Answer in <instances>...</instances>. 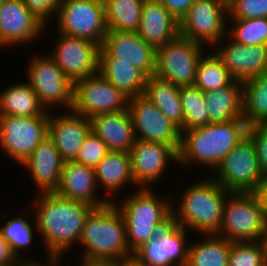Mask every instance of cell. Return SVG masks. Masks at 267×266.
Listing matches in <instances>:
<instances>
[{"instance_id": "2", "label": "cell", "mask_w": 267, "mask_h": 266, "mask_svg": "<svg viewBox=\"0 0 267 266\" xmlns=\"http://www.w3.org/2000/svg\"><path fill=\"white\" fill-rule=\"evenodd\" d=\"M79 243L84 248V261L125 263L133 259L126 242L124 219L113 202L89 213Z\"/></svg>"}, {"instance_id": "34", "label": "cell", "mask_w": 267, "mask_h": 266, "mask_svg": "<svg viewBox=\"0 0 267 266\" xmlns=\"http://www.w3.org/2000/svg\"><path fill=\"white\" fill-rule=\"evenodd\" d=\"M234 79L217 55L205 52L199 60L194 85L207 92L230 85Z\"/></svg>"}, {"instance_id": "42", "label": "cell", "mask_w": 267, "mask_h": 266, "mask_svg": "<svg viewBox=\"0 0 267 266\" xmlns=\"http://www.w3.org/2000/svg\"><path fill=\"white\" fill-rule=\"evenodd\" d=\"M27 8L46 26L50 17L56 16L60 0H23ZM51 15V16H50ZM49 19V20H48Z\"/></svg>"}, {"instance_id": "35", "label": "cell", "mask_w": 267, "mask_h": 266, "mask_svg": "<svg viewBox=\"0 0 267 266\" xmlns=\"http://www.w3.org/2000/svg\"><path fill=\"white\" fill-rule=\"evenodd\" d=\"M181 109L184 115V131L210 124L204 92L195 85L180 87Z\"/></svg>"}, {"instance_id": "20", "label": "cell", "mask_w": 267, "mask_h": 266, "mask_svg": "<svg viewBox=\"0 0 267 266\" xmlns=\"http://www.w3.org/2000/svg\"><path fill=\"white\" fill-rule=\"evenodd\" d=\"M64 114L50 112L48 117V137L59 150L64 162L75 161L80 148L91 131L88 117L68 110Z\"/></svg>"}, {"instance_id": "39", "label": "cell", "mask_w": 267, "mask_h": 266, "mask_svg": "<svg viewBox=\"0 0 267 266\" xmlns=\"http://www.w3.org/2000/svg\"><path fill=\"white\" fill-rule=\"evenodd\" d=\"M239 143L253 144L265 126L258 118L244 107L231 116L229 120Z\"/></svg>"}, {"instance_id": "12", "label": "cell", "mask_w": 267, "mask_h": 266, "mask_svg": "<svg viewBox=\"0 0 267 266\" xmlns=\"http://www.w3.org/2000/svg\"><path fill=\"white\" fill-rule=\"evenodd\" d=\"M128 100L98 72L74 83L72 110L90 119L99 114L124 111Z\"/></svg>"}, {"instance_id": "24", "label": "cell", "mask_w": 267, "mask_h": 266, "mask_svg": "<svg viewBox=\"0 0 267 266\" xmlns=\"http://www.w3.org/2000/svg\"><path fill=\"white\" fill-rule=\"evenodd\" d=\"M137 34L157 49L179 35V22L159 0H145Z\"/></svg>"}, {"instance_id": "40", "label": "cell", "mask_w": 267, "mask_h": 266, "mask_svg": "<svg viewBox=\"0 0 267 266\" xmlns=\"http://www.w3.org/2000/svg\"><path fill=\"white\" fill-rule=\"evenodd\" d=\"M109 152L107 144L90 131L80 148L75 162L95 168Z\"/></svg>"}, {"instance_id": "45", "label": "cell", "mask_w": 267, "mask_h": 266, "mask_svg": "<svg viewBox=\"0 0 267 266\" xmlns=\"http://www.w3.org/2000/svg\"><path fill=\"white\" fill-rule=\"evenodd\" d=\"M252 193L256 196L263 216L267 220V174H263L259 185Z\"/></svg>"}, {"instance_id": "33", "label": "cell", "mask_w": 267, "mask_h": 266, "mask_svg": "<svg viewBox=\"0 0 267 266\" xmlns=\"http://www.w3.org/2000/svg\"><path fill=\"white\" fill-rule=\"evenodd\" d=\"M33 229L37 231L35 218L32 217V221H30L23 215H21V217L10 219L5 225L0 226V233L9 244L12 254L16 259L26 262L27 264L40 263L36 262L32 257L30 258L28 255L26 256V251L29 249V245H32V242H34L35 231H33ZM23 250H25V254H23Z\"/></svg>"}, {"instance_id": "46", "label": "cell", "mask_w": 267, "mask_h": 266, "mask_svg": "<svg viewBox=\"0 0 267 266\" xmlns=\"http://www.w3.org/2000/svg\"><path fill=\"white\" fill-rule=\"evenodd\" d=\"M16 257L12 254L9 244L0 233V266L14 263Z\"/></svg>"}, {"instance_id": "4", "label": "cell", "mask_w": 267, "mask_h": 266, "mask_svg": "<svg viewBox=\"0 0 267 266\" xmlns=\"http://www.w3.org/2000/svg\"><path fill=\"white\" fill-rule=\"evenodd\" d=\"M112 201L121 213L126 228V242L132 253L172 222V200L163 198L152 188L134 189L133 194Z\"/></svg>"}, {"instance_id": "32", "label": "cell", "mask_w": 267, "mask_h": 266, "mask_svg": "<svg viewBox=\"0 0 267 266\" xmlns=\"http://www.w3.org/2000/svg\"><path fill=\"white\" fill-rule=\"evenodd\" d=\"M109 31H138L145 0H103Z\"/></svg>"}, {"instance_id": "52", "label": "cell", "mask_w": 267, "mask_h": 266, "mask_svg": "<svg viewBox=\"0 0 267 266\" xmlns=\"http://www.w3.org/2000/svg\"><path fill=\"white\" fill-rule=\"evenodd\" d=\"M221 2L225 3L227 6L231 4L234 0H220Z\"/></svg>"}, {"instance_id": "14", "label": "cell", "mask_w": 267, "mask_h": 266, "mask_svg": "<svg viewBox=\"0 0 267 266\" xmlns=\"http://www.w3.org/2000/svg\"><path fill=\"white\" fill-rule=\"evenodd\" d=\"M187 230L170 222L156 237L144 243L133 253L139 266H186L188 246Z\"/></svg>"}, {"instance_id": "15", "label": "cell", "mask_w": 267, "mask_h": 266, "mask_svg": "<svg viewBox=\"0 0 267 266\" xmlns=\"http://www.w3.org/2000/svg\"><path fill=\"white\" fill-rule=\"evenodd\" d=\"M136 139L172 146L177 152L181 142L180 128L142 95L129 98L127 107Z\"/></svg>"}, {"instance_id": "7", "label": "cell", "mask_w": 267, "mask_h": 266, "mask_svg": "<svg viewBox=\"0 0 267 266\" xmlns=\"http://www.w3.org/2000/svg\"><path fill=\"white\" fill-rule=\"evenodd\" d=\"M48 55V56H47ZM31 57L27 75V83L33 88L40 103L47 111L53 107L72 110L74 83L66 76L49 53ZM50 107V109H49Z\"/></svg>"}, {"instance_id": "3", "label": "cell", "mask_w": 267, "mask_h": 266, "mask_svg": "<svg viewBox=\"0 0 267 266\" xmlns=\"http://www.w3.org/2000/svg\"><path fill=\"white\" fill-rule=\"evenodd\" d=\"M212 176L214 177L206 176L184 187L180 191L182 198L179 202L172 200L175 203L171 206L173 223L184 227L188 232H199L200 235L216 234L219 231L223 205L231 192L224 189Z\"/></svg>"}, {"instance_id": "22", "label": "cell", "mask_w": 267, "mask_h": 266, "mask_svg": "<svg viewBox=\"0 0 267 266\" xmlns=\"http://www.w3.org/2000/svg\"><path fill=\"white\" fill-rule=\"evenodd\" d=\"M98 185L93 167L66 161L63 164L61 180L55 193L63 198L84 202L98 208L114 199L100 198L97 195ZM97 195V196H96Z\"/></svg>"}, {"instance_id": "44", "label": "cell", "mask_w": 267, "mask_h": 266, "mask_svg": "<svg viewBox=\"0 0 267 266\" xmlns=\"http://www.w3.org/2000/svg\"><path fill=\"white\" fill-rule=\"evenodd\" d=\"M171 15L179 22L196 0H159Z\"/></svg>"}, {"instance_id": "47", "label": "cell", "mask_w": 267, "mask_h": 266, "mask_svg": "<svg viewBox=\"0 0 267 266\" xmlns=\"http://www.w3.org/2000/svg\"><path fill=\"white\" fill-rule=\"evenodd\" d=\"M78 266H119V263L81 260Z\"/></svg>"}, {"instance_id": "16", "label": "cell", "mask_w": 267, "mask_h": 266, "mask_svg": "<svg viewBox=\"0 0 267 266\" xmlns=\"http://www.w3.org/2000/svg\"><path fill=\"white\" fill-rule=\"evenodd\" d=\"M57 34L55 50L49 55L72 83L98 73L100 45L86 38Z\"/></svg>"}, {"instance_id": "38", "label": "cell", "mask_w": 267, "mask_h": 266, "mask_svg": "<svg viewBox=\"0 0 267 266\" xmlns=\"http://www.w3.org/2000/svg\"><path fill=\"white\" fill-rule=\"evenodd\" d=\"M228 266H267L263 241H230Z\"/></svg>"}, {"instance_id": "28", "label": "cell", "mask_w": 267, "mask_h": 266, "mask_svg": "<svg viewBox=\"0 0 267 266\" xmlns=\"http://www.w3.org/2000/svg\"><path fill=\"white\" fill-rule=\"evenodd\" d=\"M98 188L102 186L105 192L114 193L122 191L127 184H135L131 172V158L129 152L110 151L94 168ZM102 186H100V185ZM120 190V191H118Z\"/></svg>"}, {"instance_id": "6", "label": "cell", "mask_w": 267, "mask_h": 266, "mask_svg": "<svg viewBox=\"0 0 267 266\" xmlns=\"http://www.w3.org/2000/svg\"><path fill=\"white\" fill-rule=\"evenodd\" d=\"M266 223L252 192H231L224 202L222 220L216 234L232 242L262 241Z\"/></svg>"}, {"instance_id": "26", "label": "cell", "mask_w": 267, "mask_h": 266, "mask_svg": "<svg viewBox=\"0 0 267 266\" xmlns=\"http://www.w3.org/2000/svg\"><path fill=\"white\" fill-rule=\"evenodd\" d=\"M98 72L127 98L141 96L148 77L131 63L116 62V57L110 56L101 46Z\"/></svg>"}, {"instance_id": "5", "label": "cell", "mask_w": 267, "mask_h": 266, "mask_svg": "<svg viewBox=\"0 0 267 266\" xmlns=\"http://www.w3.org/2000/svg\"><path fill=\"white\" fill-rule=\"evenodd\" d=\"M238 143L229 121L210 123L200 128L182 131L177 165L190 167L192 163H198L209 167V170L216 169Z\"/></svg>"}, {"instance_id": "29", "label": "cell", "mask_w": 267, "mask_h": 266, "mask_svg": "<svg viewBox=\"0 0 267 266\" xmlns=\"http://www.w3.org/2000/svg\"><path fill=\"white\" fill-rule=\"evenodd\" d=\"M46 112L27 81L11 84L0 92V115L35 117Z\"/></svg>"}, {"instance_id": "31", "label": "cell", "mask_w": 267, "mask_h": 266, "mask_svg": "<svg viewBox=\"0 0 267 266\" xmlns=\"http://www.w3.org/2000/svg\"><path fill=\"white\" fill-rule=\"evenodd\" d=\"M211 123L228 122L233 113L243 108V82L204 92Z\"/></svg>"}, {"instance_id": "9", "label": "cell", "mask_w": 267, "mask_h": 266, "mask_svg": "<svg viewBox=\"0 0 267 266\" xmlns=\"http://www.w3.org/2000/svg\"><path fill=\"white\" fill-rule=\"evenodd\" d=\"M206 48L178 35L156 49L155 75L177 87L194 85L197 66Z\"/></svg>"}, {"instance_id": "23", "label": "cell", "mask_w": 267, "mask_h": 266, "mask_svg": "<svg viewBox=\"0 0 267 266\" xmlns=\"http://www.w3.org/2000/svg\"><path fill=\"white\" fill-rule=\"evenodd\" d=\"M63 164L59 150L47 136L21 165L30 173L37 193H51L59 187Z\"/></svg>"}, {"instance_id": "50", "label": "cell", "mask_w": 267, "mask_h": 266, "mask_svg": "<svg viewBox=\"0 0 267 266\" xmlns=\"http://www.w3.org/2000/svg\"><path fill=\"white\" fill-rule=\"evenodd\" d=\"M4 266H27V263L17 259L14 263L7 264Z\"/></svg>"}, {"instance_id": "48", "label": "cell", "mask_w": 267, "mask_h": 266, "mask_svg": "<svg viewBox=\"0 0 267 266\" xmlns=\"http://www.w3.org/2000/svg\"><path fill=\"white\" fill-rule=\"evenodd\" d=\"M47 261H48V263L45 262V264H42V263H29V264H27V266H42V265L43 266H60V261H62V260H60V259H47ZM61 266H63V264H61Z\"/></svg>"}, {"instance_id": "13", "label": "cell", "mask_w": 267, "mask_h": 266, "mask_svg": "<svg viewBox=\"0 0 267 266\" xmlns=\"http://www.w3.org/2000/svg\"><path fill=\"white\" fill-rule=\"evenodd\" d=\"M214 171L215 181L230 192H253L263 177L254 144L238 143Z\"/></svg>"}, {"instance_id": "25", "label": "cell", "mask_w": 267, "mask_h": 266, "mask_svg": "<svg viewBox=\"0 0 267 266\" xmlns=\"http://www.w3.org/2000/svg\"><path fill=\"white\" fill-rule=\"evenodd\" d=\"M90 121L91 131L107 144L110 151L130 152L136 138L128 109L99 114Z\"/></svg>"}, {"instance_id": "17", "label": "cell", "mask_w": 267, "mask_h": 266, "mask_svg": "<svg viewBox=\"0 0 267 266\" xmlns=\"http://www.w3.org/2000/svg\"><path fill=\"white\" fill-rule=\"evenodd\" d=\"M131 172L138 188H152L161 181L170 161L178 162V152L170 145L135 139L130 149Z\"/></svg>"}, {"instance_id": "30", "label": "cell", "mask_w": 267, "mask_h": 266, "mask_svg": "<svg viewBox=\"0 0 267 266\" xmlns=\"http://www.w3.org/2000/svg\"><path fill=\"white\" fill-rule=\"evenodd\" d=\"M189 243L186 266H228L230 241L217 234Z\"/></svg>"}, {"instance_id": "11", "label": "cell", "mask_w": 267, "mask_h": 266, "mask_svg": "<svg viewBox=\"0 0 267 266\" xmlns=\"http://www.w3.org/2000/svg\"><path fill=\"white\" fill-rule=\"evenodd\" d=\"M226 16L228 6L220 0H196L179 21V35L214 47L227 35Z\"/></svg>"}, {"instance_id": "8", "label": "cell", "mask_w": 267, "mask_h": 266, "mask_svg": "<svg viewBox=\"0 0 267 266\" xmlns=\"http://www.w3.org/2000/svg\"><path fill=\"white\" fill-rule=\"evenodd\" d=\"M57 32L102 45L108 32L103 0H60Z\"/></svg>"}, {"instance_id": "18", "label": "cell", "mask_w": 267, "mask_h": 266, "mask_svg": "<svg viewBox=\"0 0 267 266\" xmlns=\"http://www.w3.org/2000/svg\"><path fill=\"white\" fill-rule=\"evenodd\" d=\"M45 27L23 0H4L0 7V48L37 41Z\"/></svg>"}, {"instance_id": "37", "label": "cell", "mask_w": 267, "mask_h": 266, "mask_svg": "<svg viewBox=\"0 0 267 266\" xmlns=\"http://www.w3.org/2000/svg\"><path fill=\"white\" fill-rule=\"evenodd\" d=\"M228 20L233 25H230L227 36L233 41L248 46L267 45V18Z\"/></svg>"}, {"instance_id": "43", "label": "cell", "mask_w": 267, "mask_h": 266, "mask_svg": "<svg viewBox=\"0 0 267 266\" xmlns=\"http://www.w3.org/2000/svg\"><path fill=\"white\" fill-rule=\"evenodd\" d=\"M253 144L259 167L263 174H267V125L261 129L259 136Z\"/></svg>"}, {"instance_id": "49", "label": "cell", "mask_w": 267, "mask_h": 266, "mask_svg": "<svg viewBox=\"0 0 267 266\" xmlns=\"http://www.w3.org/2000/svg\"><path fill=\"white\" fill-rule=\"evenodd\" d=\"M262 241L264 243L265 254H266V261H267V223H266L265 233H264V237H263V240Z\"/></svg>"}, {"instance_id": "21", "label": "cell", "mask_w": 267, "mask_h": 266, "mask_svg": "<svg viewBox=\"0 0 267 266\" xmlns=\"http://www.w3.org/2000/svg\"><path fill=\"white\" fill-rule=\"evenodd\" d=\"M101 47L110 56L116 57V62L131 63L148 77L155 75L156 49L136 32L108 30Z\"/></svg>"}, {"instance_id": "1", "label": "cell", "mask_w": 267, "mask_h": 266, "mask_svg": "<svg viewBox=\"0 0 267 266\" xmlns=\"http://www.w3.org/2000/svg\"><path fill=\"white\" fill-rule=\"evenodd\" d=\"M37 195L31 203L37 233L44 243L47 258L62 259L74 243L79 244L86 218L94 207L55 192Z\"/></svg>"}, {"instance_id": "51", "label": "cell", "mask_w": 267, "mask_h": 266, "mask_svg": "<svg viewBox=\"0 0 267 266\" xmlns=\"http://www.w3.org/2000/svg\"><path fill=\"white\" fill-rule=\"evenodd\" d=\"M119 266H139V265H137L133 260H131L125 263H119Z\"/></svg>"}, {"instance_id": "41", "label": "cell", "mask_w": 267, "mask_h": 266, "mask_svg": "<svg viewBox=\"0 0 267 266\" xmlns=\"http://www.w3.org/2000/svg\"><path fill=\"white\" fill-rule=\"evenodd\" d=\"M228 18H267V0H234L228 5Z\"/></svg>"}, {"instance_id": "36", "label": "cell", "mask_w": 267, "mask_h": 266, "mask_svg": "<svg viewBox=\"0 0 267 266\" xmlns=\"http://www.w3.org/2000/svg\"><path fill=\"white\" fill-rule=\"evenodd\" d=\"M243 107L267 125V73L243 82Z\"/></svg>"}, {"instance_id": "27", "label": "cell", "mask_w": 267, "mask_h": 266, "mask_svg": "<svg viewBox=\"0 0 267 266\" xmlns=\"http://www.w3.org/2000/svg\"><path fill=\"white\" fill-rule=\"evenodd\" d=\"M142 96L153 103L170 121L184 131L180 87L156 75L147 77Z\"/></svg>"}, {"instance_id": "10", "label": "cell", "mask_w": 267, "mask_h": 266, "mask_svg": "<svg viewBox=\"0 0 267 266\" xmlns=\"http://www.w3.org/2000/svg\"><path fill=\"white\" fill-rule=\"evenodd\" d=\"M49 113L35 117L0 115V149L21 165L48 136Z\"/></svg>"}, {"instance_id": "19", "label": "cell", "mask_w": 267, "mask_h": 266, "mask_svg": "<svg viewBox=\"0 0 267 266\" xmlns=\"http://www.w3.org/2000/svg\"><path fill=\"white\" fill-rule=\"evenodd\" d=\"M227 39L229 43L222 45L221 40L213 48L234 80L244 82L267 73V45L248 46Z\"/></svg>"}]
</instances>
